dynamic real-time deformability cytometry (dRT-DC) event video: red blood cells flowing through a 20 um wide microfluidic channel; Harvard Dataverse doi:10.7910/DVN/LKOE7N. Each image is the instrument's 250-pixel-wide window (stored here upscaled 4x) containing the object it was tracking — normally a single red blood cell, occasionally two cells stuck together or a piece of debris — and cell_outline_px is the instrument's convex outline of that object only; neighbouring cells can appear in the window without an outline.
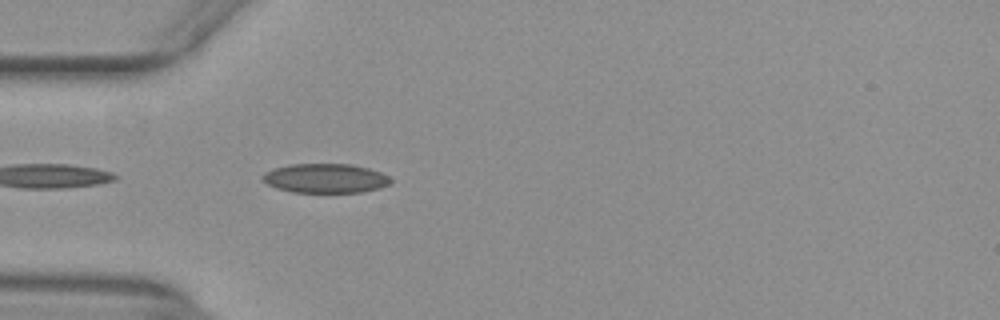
{"species": "common noctule bat (a hibernating species)", "species_latin": "Nyctalus noctula", "temperature_condition": "warm", "stored_images_in_passage": 4, "camera_frame_rate_fps": 3000, "um_per_image_px": 0.085, "animal": {"sex": "female", "body_mass_g": 29.2, "forearm_length_mm": 56.3}, "frame": {"image": 1, "passage_image": 1, "time_ms": 0.0, "image_size_px": [1000, 320], "cell_outline_px": [[392, 184], [380, 188], [360, 192], [292, 192], [276, 188], [260, 180], [260, 176], [264, 172], [288, 164], [352, 164], [368, 168], [380, 172], [388, 176], [392, 180]], "centroid_in_image_um": [27.64, 15.15], "position_along_channel_um": 57.4, "area_um2": 22.02}}